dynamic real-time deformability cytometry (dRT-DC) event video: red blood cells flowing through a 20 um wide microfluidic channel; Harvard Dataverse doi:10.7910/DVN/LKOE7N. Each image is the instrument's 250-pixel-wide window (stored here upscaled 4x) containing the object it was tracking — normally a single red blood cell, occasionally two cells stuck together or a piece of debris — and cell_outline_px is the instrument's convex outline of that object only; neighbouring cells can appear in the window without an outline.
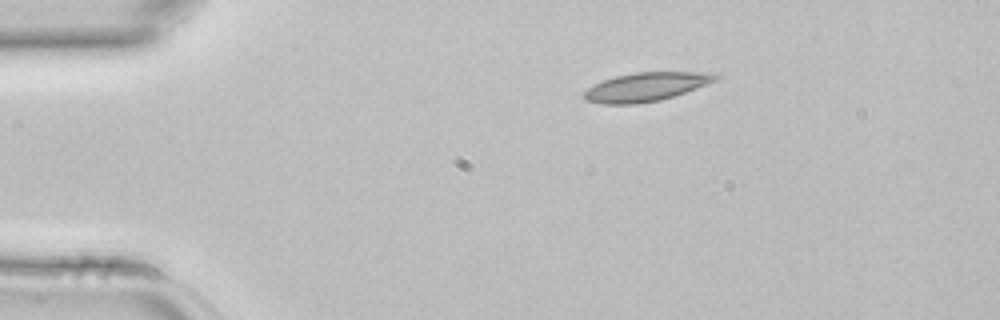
{"species": "common noctule bat (a hibernating species)", "species_latin": "Nyctalus noctula", "temperature_condition": "room temperature", "stored_images_in_passage": 2, "camera_frame_rate_fps": 3000, "um_per_image_px": 0.085, "animal": {"sex": "female", "body_mass_g": 22.7, "forearm_length_mm": 54.2}, "frame": {"image": 1, "passage_image": 1, "time_ms": 0.0, "image_size_px": [1000, 320], "cell_outline_px": [[724, 76], [716, 80], [684, 92], [660, 100], [636, 104], [600, 104], [584, 100], [580, 96], [588, 88], [604, 80], [616, 76], [636, 72], [716, 72]], "centroid_in_image_um": [54.91, 7.38], "position_along_channel_um": 30.1, "area_um2": 22.02}}